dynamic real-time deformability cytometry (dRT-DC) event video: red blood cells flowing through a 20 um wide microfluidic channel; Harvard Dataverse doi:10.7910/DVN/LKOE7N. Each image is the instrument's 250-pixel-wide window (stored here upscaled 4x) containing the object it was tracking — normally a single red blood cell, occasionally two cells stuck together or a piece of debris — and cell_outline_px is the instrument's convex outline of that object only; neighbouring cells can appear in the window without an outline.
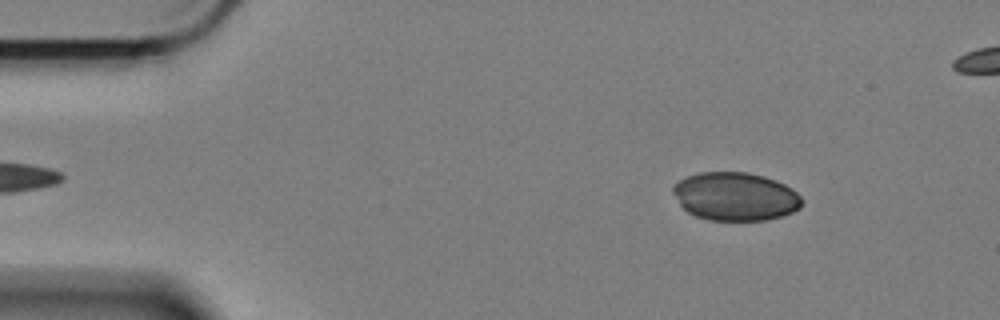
{"species": "Egyptian fruit bat (a non-hibernating species)", "species_latin": "Rousettus aegyptiacus", "temperature_condition": "cold", "stored_images_in_passage": 53, "camera_frame_rate_fps": 3000, "um_per_image_px": 0.085, "animal": {"sex": "female"}, "frame": {"image": 1, "passage_image": 5, "time_ms": 1.333, "image_size_px": [1000, 320], "cell_outline_px": [[804, 200], [800, 208], [792, 212], [780, 216], [764, 220], [708, 220], [696, 216], [688, 212], [680, 204], [672, 192], [672, 188], [680, 180], [688, 176], [700, 172], [748, 172], [764, 176], [776, 180], [792, 188]], "centroid_in_image_um": [62.52, 16.69], "position_along_channel_um": 22.5, "area_um2": 36.24}}